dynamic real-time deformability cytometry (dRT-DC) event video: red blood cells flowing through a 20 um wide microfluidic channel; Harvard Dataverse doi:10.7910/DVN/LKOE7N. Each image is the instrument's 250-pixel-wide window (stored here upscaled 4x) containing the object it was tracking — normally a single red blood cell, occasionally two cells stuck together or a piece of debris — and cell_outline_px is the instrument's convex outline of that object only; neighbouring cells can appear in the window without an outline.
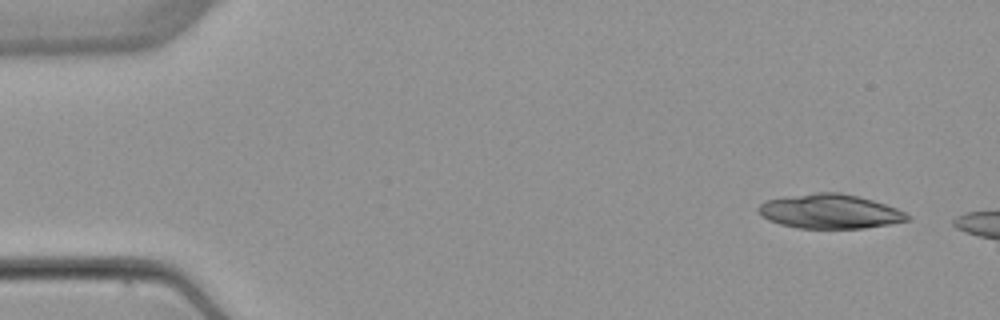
{"species": "common noctule bat (a hibernating species)", "species_latin": "Nyctalus noctula", "temperature_condition": "warm", "stored_images_in_passage": 4, "camera_frame_rate_fps": 3000, "um_per_image_px": 0.085, "animal": {"sex": "female", "body_mass_g": 22.7, "forearm_length_mm": 54.2}, "frame": {"image": 1, "passage_image": 1, "time_ms": 0.0, "image_size_px": [1000, 320], "cell_outline_px": [[912, 220], [864, 228], [796, 228], [780, 224], [768, 220], [756, 208], [764, 200], [816, 192], [840, 192], [872, 200], [896, 208], [912, 216]], "centroid_in_image_um": [70.55, 17.97], "position_along_channel_um": 14.5, "area_um2": 29.71}}